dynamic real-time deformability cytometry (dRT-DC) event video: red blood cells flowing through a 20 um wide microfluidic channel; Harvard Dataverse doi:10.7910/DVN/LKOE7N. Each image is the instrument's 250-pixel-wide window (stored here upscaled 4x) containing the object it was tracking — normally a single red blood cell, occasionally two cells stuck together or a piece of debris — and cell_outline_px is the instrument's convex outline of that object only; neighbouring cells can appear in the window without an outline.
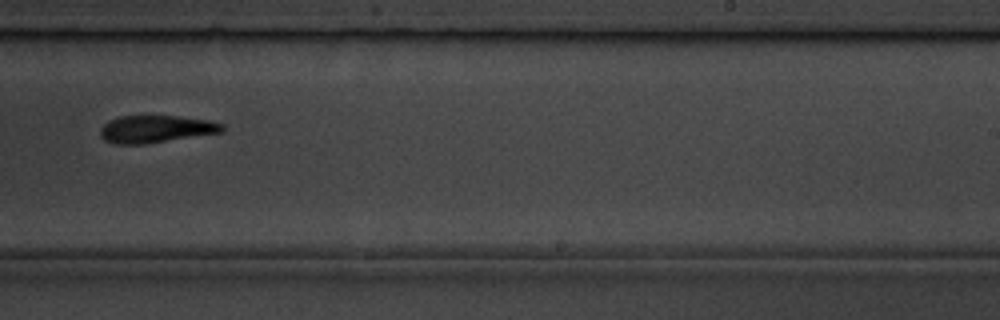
{"species": "common noctule bat (a hibernating species)", "species_latin": "Nyctalus noctula", "temperature_condition": "room temperature", "stored_images_in_passage": 7, "camera_frame_rate_fps": 3000, "um_per_image_px": 0.085, "animal": {"sex": "male", "body_mass_g": 19.5, "forearm_length_mm": 54.6}, "frame": {"image": 1, "passage_image": 7, "time_ms": 7.0, "image_size_px": [1000, 320], "cell_outline_px": [[224, 132], [144, 144], [116, 144], [104, 140], [100, 136], [100, 128], [108, 120], [120, 116], [176, 116], [208, 120], [224, 124]], "centroid_in_image_um": [13.24, 10.97], "position_along_channel_um": 275.8, "area_um2": 19.48}}